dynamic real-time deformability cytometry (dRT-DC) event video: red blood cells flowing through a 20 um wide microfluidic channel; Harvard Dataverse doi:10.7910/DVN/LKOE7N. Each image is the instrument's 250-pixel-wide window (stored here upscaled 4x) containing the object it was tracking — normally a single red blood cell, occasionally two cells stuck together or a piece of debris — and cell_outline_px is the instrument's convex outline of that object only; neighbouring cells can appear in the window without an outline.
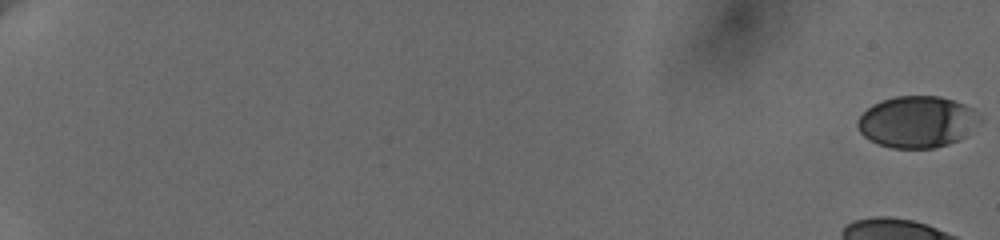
{"species": "human", "species_latin": "Homo sapiens", "temperature_condition": "cold", "stored_images_in_passage": 36, "camera_frame_rate_fps": 3000, "um_per_image_px": 0.085, "donor": {"sex": "female"}, "frame": {"image": 1, "passage_image": 1, "time_ms": 0.0, "image_size_px": [1000, 240], "cell_outline_px": [[980, 124], [968, 136], [960, 140], [948, 144], [932, 148], [892, 148], [880, 144], [864, 136], [860, 132], [856, 124], [856, 120], [872, 104], [896, 96], [940, 96], [964, 104], [972, 108], [980, 120]], "centroid_in_image_um": [77.98, 10.36], "position_along_channel_um": 7.0, "area_um2": 36.76}}